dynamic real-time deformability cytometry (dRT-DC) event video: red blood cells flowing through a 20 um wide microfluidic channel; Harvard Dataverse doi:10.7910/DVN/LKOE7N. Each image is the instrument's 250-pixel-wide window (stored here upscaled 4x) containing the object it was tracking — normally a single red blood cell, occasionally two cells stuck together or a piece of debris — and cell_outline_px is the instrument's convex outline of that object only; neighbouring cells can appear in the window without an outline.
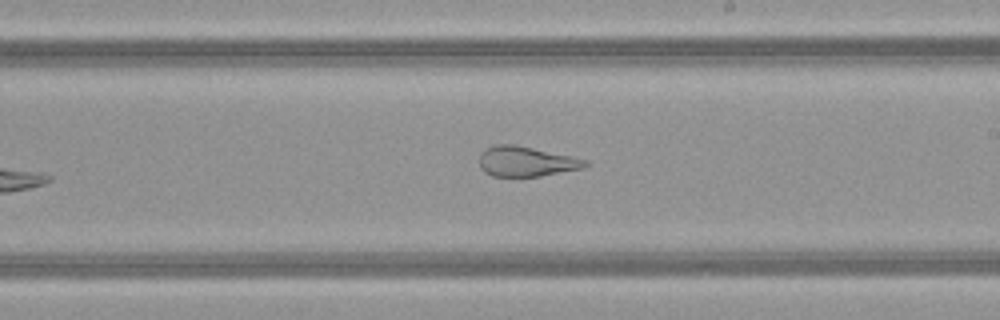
{"species": "common noctule bat (a hibernating species)", "species_latin": "Nyctalus noctula", "temperature_condition": "warm", "stored_images_in_passage": 27, "camera_frame_rate_fps": 3000, "um_per_image_px": 0.085, "animal": {"sex": "female", "body_mass_g": 21.9}, "frame": {"image": 1, "passage_image": 16, "time_ms": 5.0, "image_size_px": [1000, 320], "cell_outline_px": [[592, 164], [584, 168], [540, 176], [492, 176], [484, 172], [480, 168], [480, 152], [492, 144], [516, 144], [572, 156], [588, 160]], "centroid_in_image_um": [44.74, 13.71], "position_along_channel_um": 244.3, "area_um2": 18.84}, "authors_computed_cell_mechanics": {"area_um2": 21.097, "velocity_mm_per_s": 4.1669, "shape_relaxation_time_tau1_ms": null, "shape_relaxation_time_tau2_ms": 0.8899, "deformation_change_tau1": null, "deformation_change_tau2": 0.0984}}